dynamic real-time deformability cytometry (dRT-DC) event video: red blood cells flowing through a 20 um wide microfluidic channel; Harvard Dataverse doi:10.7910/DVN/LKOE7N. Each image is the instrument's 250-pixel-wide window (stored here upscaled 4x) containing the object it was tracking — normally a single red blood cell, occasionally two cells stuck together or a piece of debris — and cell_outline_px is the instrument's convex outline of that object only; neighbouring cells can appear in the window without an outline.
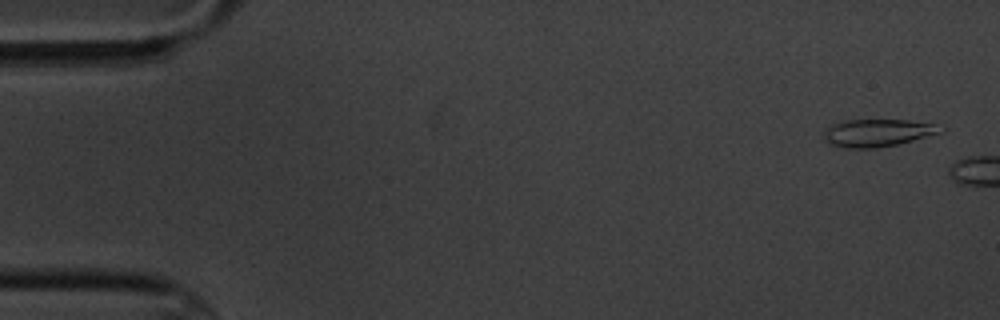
{"species": "common noctule bat (a hibernating species)", "species_latin": "Nyctalus noctula", "temperature_condition": "cold", "stored_images_in_passage": 4, "camera_frame_rate_fps": 3000, "um_per_image_px": 0.085, "animal": {"sex": "male", "body_mass_g": 20.1, "forearm_length_mm": 53.5}, "frame": {"image": 1, "passage_image": 1, "time_ms": 0.0, "image_size_px": [1000, 320], "cell_outline_px": [[944, 128], [940, 132], [912, 140], [896, 144], [876, 148], [848, 148], [832, 144], [824, 140], [824, 132], [828, 128], [836, 124], [848, 120], [908, 120], [932, 124]], "centroid_in_image_um": [74.57, 11.29], "position_along_channel_um": 10.4, "area_um2": 18.09}}